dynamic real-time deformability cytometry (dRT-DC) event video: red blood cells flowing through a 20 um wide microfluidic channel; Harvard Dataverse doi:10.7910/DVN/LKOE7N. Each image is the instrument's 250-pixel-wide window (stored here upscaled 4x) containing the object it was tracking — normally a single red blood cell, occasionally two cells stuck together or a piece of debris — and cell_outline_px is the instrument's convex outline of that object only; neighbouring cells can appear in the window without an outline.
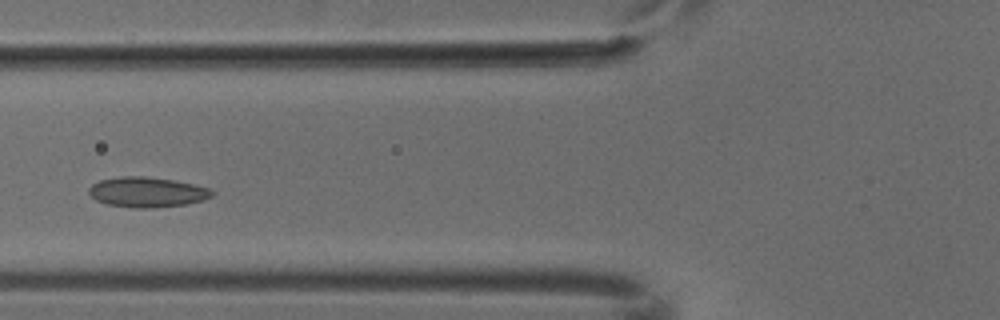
{"species": "common noctule bat (a hibernating species)", "species_latin": "Nyctalus noctula", "temperature_condition": "cold", "stored_images_in_passage": 3, "camera_frame_rate_fps": 3000, "um_per_image_px": 0.085, "animal": {"sex": "male", "body_mass_g": 18.8}, "frame": {"image": 1, "passage_image": 3, "time_ms": 0.667, "image_size_px": [1000, 320], "cell_outline_px": [[216, 192], [212, 196], [204, 200], [184, 204], [152, 208], [136, 208], [108, 204], [96, 200], [88, 192], [88, 188], [92, 184], [100, 180], [120, 176], [144, 176], [172, 180], [212, 188]], "centroid_in_image_um": [12.52, 16.32], "position_along_channel_um": 113.3, "area_um2": 21.62}}